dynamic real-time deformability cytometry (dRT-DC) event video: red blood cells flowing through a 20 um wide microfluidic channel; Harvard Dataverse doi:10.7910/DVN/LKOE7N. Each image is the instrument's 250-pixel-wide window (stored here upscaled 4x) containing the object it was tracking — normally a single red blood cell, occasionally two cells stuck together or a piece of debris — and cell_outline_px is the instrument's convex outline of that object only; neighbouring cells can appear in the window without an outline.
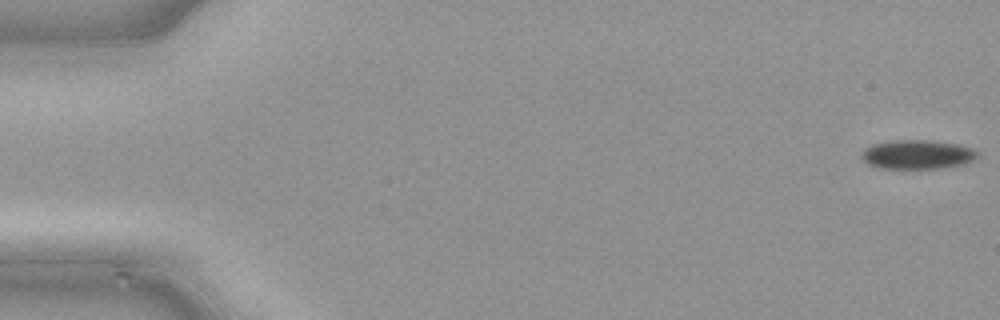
{"species": "common noctule bat (a hibernating species)", "species_latin": "Nyctalus noctula", "temperature_condition": "cold", "stored_images_in_passage": 48, "camera_frame_rate_fps": 3000, "um_per_image_px": 0.085, "animal": {"sex": "male", "body_mass_g": 21.5, "forearm_length_mm": 52.0}, "frame": {"image": 1, "passage_image": 1, "time_ms": 0.0, "image_size_px": [1000, 320], "cell_outline_px": [[976, 156], [972, 160], [964, 164], [940, 168], [880, 168], [868, 164], [860, 156], [860, 152], [864, 148], [872, 144], [896, 140], [924, 140], [956, 144], [972, 148], [976, 152]], "centroid_in_image_um": [77.91, 13.13], "position_along_channel_um": 7.1, "area_um2": 19.42}}
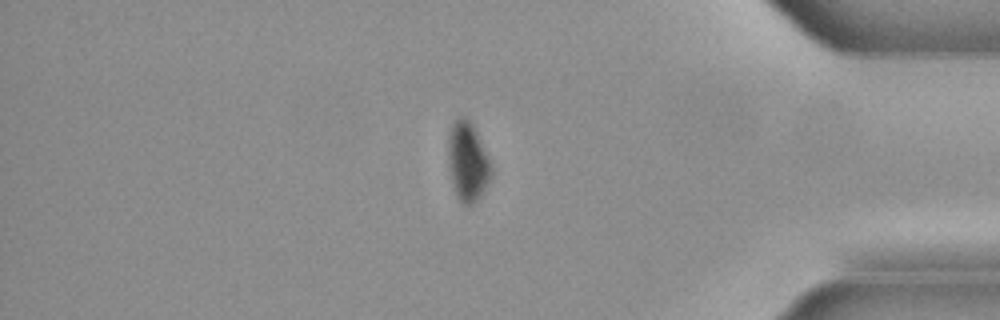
{"frame": {"image": 2, "passage_image": 41, "time_ms": 13.333, "image_size_px": [1000, 320], "cell_outline_px": [[492, 176], [480, 196], [472, 204], [464, 204], [456, 196], [448, 164], [448, 136], [452, 124], [456, 116], [464, 116], [472, 124], [476, 132], [492, 168]], "centroid_in_image_um": [39.73, 13.72], "position_along_channel_um": 395.5, "area_um2": 19.54}}
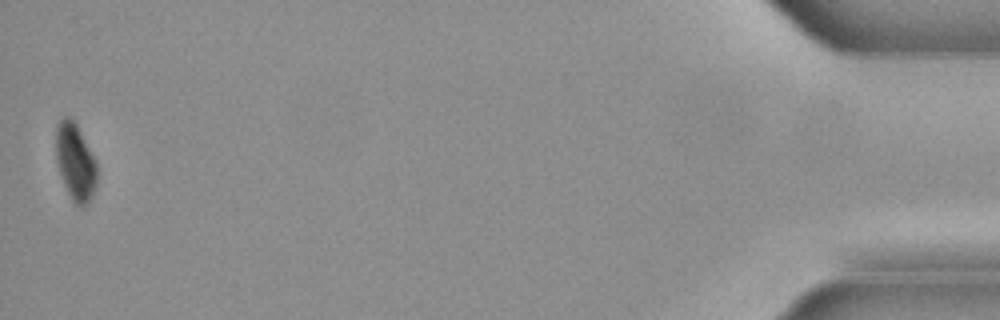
{"frame": {"image": 3, "passage_image": 48, "time_ms": 15.667, "image_size_px": [1000, 320], "cell_outline_px": [[96, 184], [92, 196], [84, 204], [76, 204], [72, 200], [68, 192], [60, 172], [56, 160], [56, 124], [64, 116], [68, 116], [76, 124], [96, 160]], "centroid_in_image_um": [6.39, 13.71], "position_along_channel_um": 428.8, "area_um2": 17.92}}